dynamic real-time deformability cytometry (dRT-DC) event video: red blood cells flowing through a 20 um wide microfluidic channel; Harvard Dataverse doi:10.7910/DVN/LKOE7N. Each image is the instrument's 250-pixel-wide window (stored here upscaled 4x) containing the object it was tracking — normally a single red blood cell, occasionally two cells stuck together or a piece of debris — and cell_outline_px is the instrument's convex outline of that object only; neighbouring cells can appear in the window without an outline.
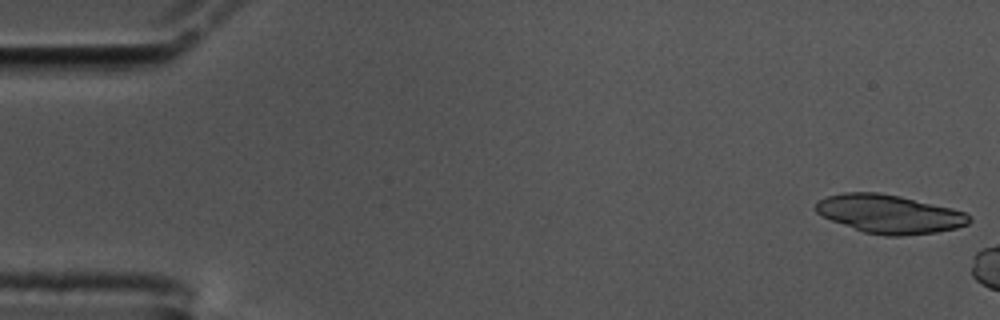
{"species": "common noctule bat (a hibernating species)", "species_latin": "Nyctalus noctula", "temperature_condition": "cold", "stored_images_in_passage": 7, "camera_frame_rate_fps": 3000, "um_per_image_px": 0.085, "animal": {"sex": "male", "body_mass_g": 17.5, "forearm_length_mm": 52.3}, "frame": {"image": 1, "passage_image": 1, "time_ms": 0.0, "image_size_px": [1000, 320], "cell_outline_px": [[972, 220], [968, 224], [956, 228], [936, 232], [900, 236], [884, 236], [864, 232], [820, 216], [816, 212], [816, 200], [828, 196], [844, 192], [876, 192], [900, 196], [952, 208], [964, 212], [972, 216]], "centroid_in_image_um": [75.59, 18.19], "position_along_channel_um": 9.4, "area_um2": 34.51}}